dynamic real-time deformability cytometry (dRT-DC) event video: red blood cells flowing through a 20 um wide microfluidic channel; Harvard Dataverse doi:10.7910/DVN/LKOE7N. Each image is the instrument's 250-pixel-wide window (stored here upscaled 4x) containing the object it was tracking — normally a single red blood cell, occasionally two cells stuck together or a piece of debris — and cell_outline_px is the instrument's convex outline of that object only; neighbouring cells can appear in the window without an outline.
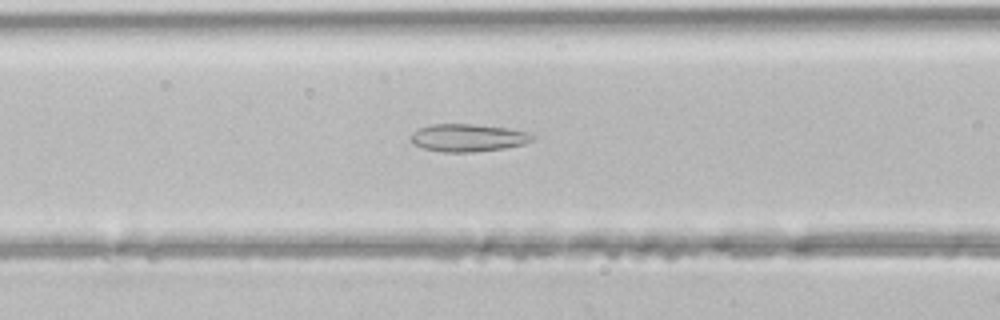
{"species": "common noctule bat (a hibernating species)", "species_latin": "Nyctalus noctula", "temperature_condition": "room temperature", "stored_images_in_passage": 42, "segment_of_instrument_passage": [1, 2], "camera_frame_rate_fps": 3000, "um_per_image_px": 0.085, "animal": {"sex": "male", "body_mass_g": 21.5, "forearm_length_mm": 52.0}, "frame": {"image": 1, "passage_image": 14, "time_ms": 4.333, "image_size_px": [1000, 320], "cell_outline_px": [[532, 140], [524, 144], [504, 148], [472, 152], [444, 152], [424, 148], [412, 144], [408, 140], [412, 132], [420, 128], [432, 124], [472, 124], [508, 128], [532, 132]], "centroid_in_image_um": [39.75, 11.7], "position_along_channel_um": 126.9, "area_um2": 19.65}}
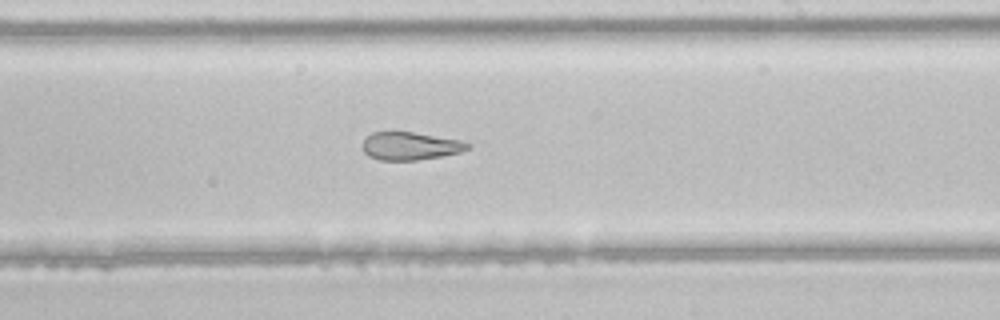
{"frame": {"image": 2, "passage_image": 23, "time_ms": 7.333, "image_size_px": [1000, 320], "cell_outline_px": [[472, 148], [460, 152], [440, 156], [416, 160], [380, 160], [368, 156], [360, 148], [360, 144], [372, 132], [412, 132], [464, 140], [472, 144]], "centroid_in_image_um": [34.88, 12.41], "position_along_channel_um": 254.1, "area_um2": 17.34}}
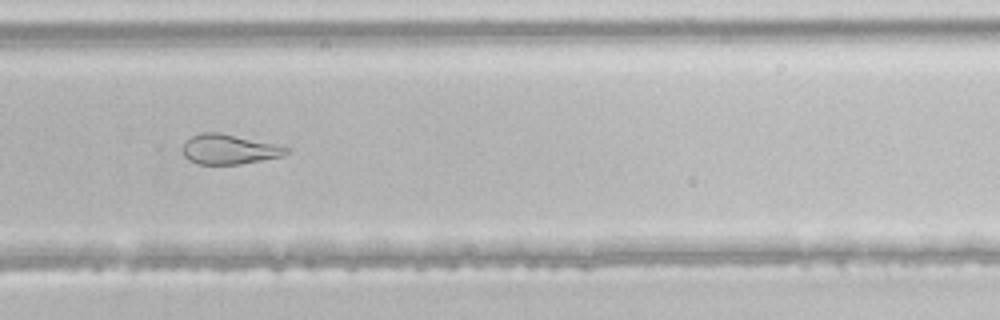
{"frame": {"image": 3, "passage_image": 27, "time_ms": 8.667, "image_size_px": [1000, 320], "cell_outline_px": [[292, 148], [288, 152], [280, 156], [240, 164], [200, 164], [188, 160], [184, 156], [184, 144], [192, 136], [204, 132], [220, 132], [276, 144]], "centroid_in_image_um": [19.49, 12.68], "position_along_channel_um": 310.3, "area_um2": 17.8}}